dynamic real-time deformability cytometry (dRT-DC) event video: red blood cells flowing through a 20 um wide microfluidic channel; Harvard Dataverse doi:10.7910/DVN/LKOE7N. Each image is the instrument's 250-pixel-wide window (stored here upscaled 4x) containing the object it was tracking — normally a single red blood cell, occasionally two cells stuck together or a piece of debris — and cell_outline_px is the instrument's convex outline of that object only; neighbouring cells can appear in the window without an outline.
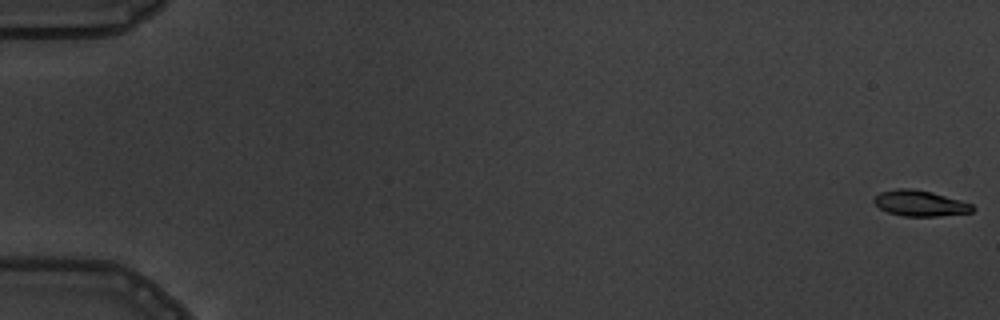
{"species": "common noctule bat (a hibernating species)", "species_latin": "Nyctalus noctula", "temperature_condition": "warm", "stored_images_in_passage": 5, "camera_frame_rate_fps": 3000, "um_per_image_px": 0.085, "animal": {"sex": "male", "body_mass_g": 19.5, "forearm_length_mm": 54.6}, "frame": {"image": 1, "passage_image": 1, "time_ms": 0.0, "image_size_px": [1000, 320], "cell_outline_px": [[976, 208], [972, 212], [940, 216], [904, 216], [888, 212], [880, 208], [872, 200], [880, 192], [896, 188], [912, 188], [932, 192], [960, 200], [972, 204]], "centroid_in_image_um": [78.21, 17.27], "position_along_channel_um": 6.8, "area_um2": 14.8}}
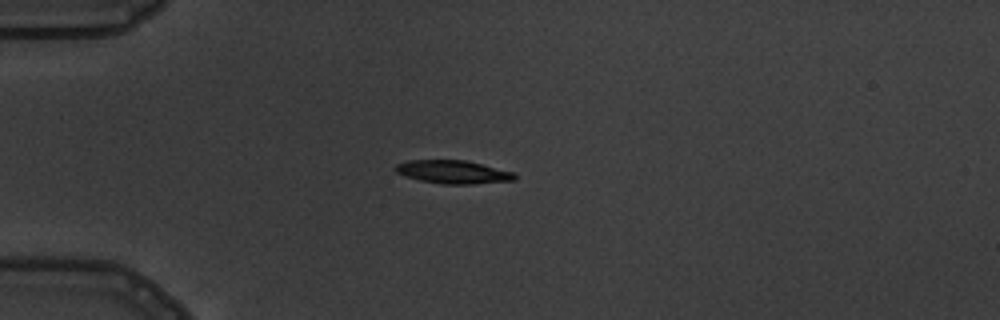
{"frame": {"image": 2, "passage_image": 5, "time_ms": 5.0, "image_size_px": [1000, 320], "cell_outline_px": [[516, 180], [472, 184], [440, 184], [420, 180], [396, 172], [392, 168], [396, 164], [408, 160], [464, 160], [512, 172], [516, 176]], "centroid_in_image_um": [38.47, 14.62], "position_along_channel_um": 46.5, "area_um2": 15.95}}